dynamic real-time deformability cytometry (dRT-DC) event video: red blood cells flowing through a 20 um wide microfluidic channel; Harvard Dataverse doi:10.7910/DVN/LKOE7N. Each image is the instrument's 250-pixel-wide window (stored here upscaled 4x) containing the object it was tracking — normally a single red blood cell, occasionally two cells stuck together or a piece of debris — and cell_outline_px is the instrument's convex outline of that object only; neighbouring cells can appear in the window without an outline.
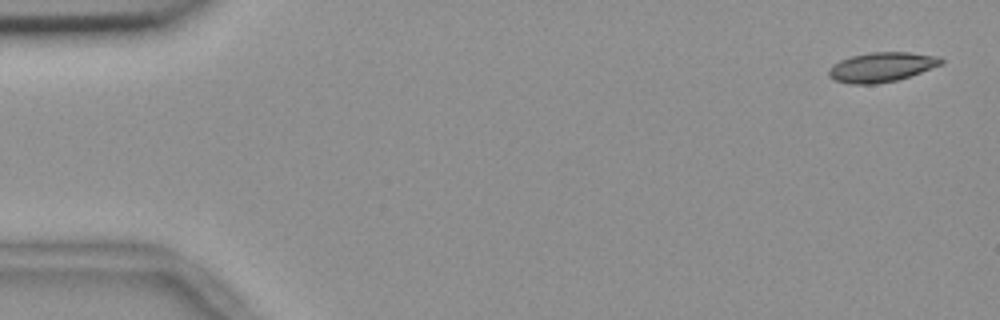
{"species": "common noctule bat (a hibernating species)", "species_latin": "Nyctalus noctula", "temperature_condition": "room temperature", "stored_images_in_passage": 6, "camera_frame_rate_fps": 3000, "um_per_image_px": 0.085, "animal": {"sex": "female", "body_mass_g": 18.4}, "frame": {"image": 1, "passage_image": 1, "time_ms": 0.0, "image_size_px": [1000, 320], "cell_outline_px": [[944, 64], [896, 80], [876, 84], [848, 84], [832, 80], [828, 76], [828, 68], [832, 64], [840, 60], [852, 56], [868, 52], [908, 52], [940, 56], [944, 60]], "centroid_in_image_um": [74.9, 5.7], "position_along_channel_um": 10.1, "area_um2": 19.59}}
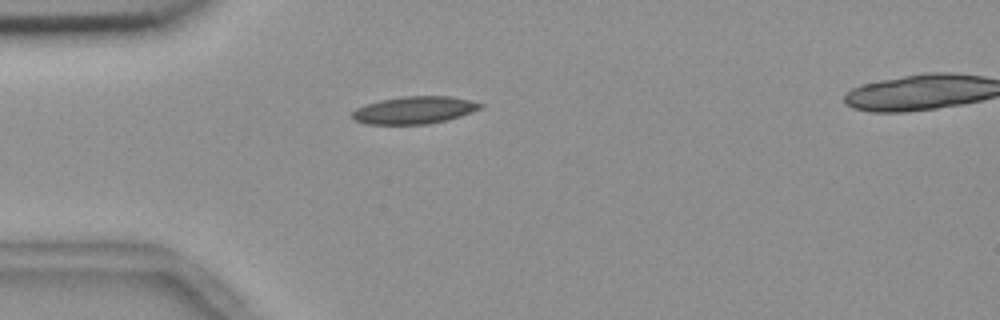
{"frame": {"image": 2, "passage_image": 5, "time_ms": 1.333, "image_size_px": [1000, 320], "cell_outline_px": [[484, 104], [480, 108], [472, 112], [460, 116], [428, 124], [364, 124], [352, 120], [352, 112], [356, 108], [380, 100], [404, 96], [448, 96], [468, 100]], "centroid_in_image_um": [35.17, 9.36], "position_along_channel_um": 49.8, "area_um2": 20.29}}